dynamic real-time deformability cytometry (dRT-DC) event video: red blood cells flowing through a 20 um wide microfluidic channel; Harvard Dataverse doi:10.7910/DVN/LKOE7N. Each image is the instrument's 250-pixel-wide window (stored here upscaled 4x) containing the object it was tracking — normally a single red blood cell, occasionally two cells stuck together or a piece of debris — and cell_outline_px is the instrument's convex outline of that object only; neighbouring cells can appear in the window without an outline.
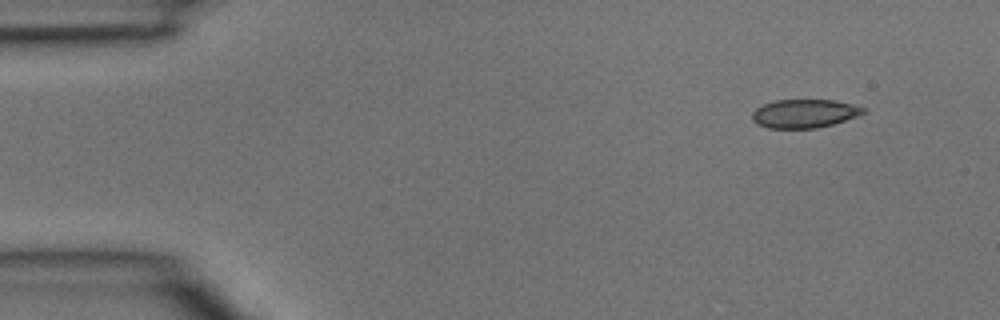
{"species": "common noctule bat (a hibernating species)", "species_latin": "Nyctalus noctula", "temperature_condition": "room temperature", "stored_images_in_passage": 3, "camera_frame_rate_fps": 3000, "um_per_image_px": 0.085, "animal": {"sex": "male", "body_mass_g": 15.6}, "frame": {"image": 1, "passage_image": 1, "time_ms": 0.0, "image_size_px": [1000, 320], "cell_outline_px": [[864, 112], [856, 116], [832, 124], [816, 128], [768, 128], [756, 124], [752, 120], [752, 112], [756, 108], [764, 104], [776, 100], [832, 100], [852, 104], [864, 108]], "centroid_in_image_um": [68.31, 9.65], "position_along_channel_um": 16.7, "area_um2": 18.26}}